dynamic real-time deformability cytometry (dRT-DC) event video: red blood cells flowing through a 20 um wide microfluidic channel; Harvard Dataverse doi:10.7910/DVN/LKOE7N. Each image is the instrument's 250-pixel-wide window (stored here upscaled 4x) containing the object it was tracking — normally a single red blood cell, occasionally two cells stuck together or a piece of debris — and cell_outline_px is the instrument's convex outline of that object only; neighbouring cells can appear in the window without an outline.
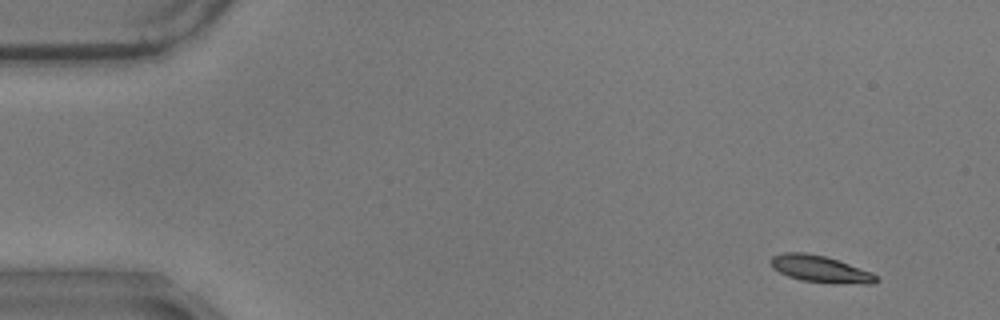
{"species": "common noctule bat (a hibernating species)", "species_latin": "Nyctalus noctula", "temperature_condition": "warm", "stored_images_in_passage": 56, "camera_frame_rate_fps": 3000, "um_per_image_px": 0.085, "animal": {"sex": "male", "body_mass_g": 17.9}, "frame": {"image": 1, "passage_image": 1, "time_ms": 0.0, "image_size_px": [1000, 320], "cell_outline_px": [[880, 280], [872, 284], [868, 284], [804, 280], [788, 276], [772, 268], [768, 260], [772, 256], [784, 252], [804, 252], [824, 256], [872, 272]], "centroid_in_image_um": [69.68, 22.84], "position_along_channel_um": 15.3, "area_um2": 16.01}}
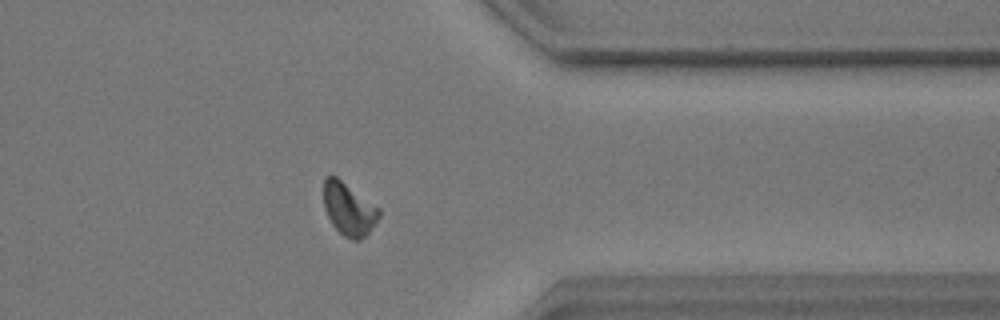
{"frame": {"image": 2, "passage_image": 43, "time_ms": 14.0, "image_size_px": [1000, 320], "cell_outline_px": [[380, 216], [368, 232], [360, 240], [352, 240], [344, 236], [332, 224], [324, 208], [324, 176], [336, 176], [380, 208]], "centroid_in_image_um": [29.64, 17.76], "position_along_channel_um": 381.8, "area_um2": 16.82}}
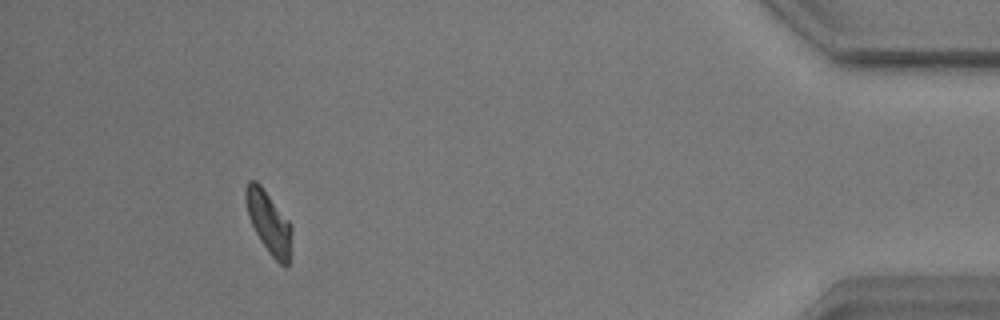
{"frame": {"image": 3, "passage_image": 50, "time_ms": 16.333, "image_size_px": [1000, 320], "cell_outline_px": [[292, 232], [288, 264], [284, 268], [268, 252], [260, 240], [248, 216], [244, 200], [244, 188], [248, 180], [256, 180], [260, 184], [288, 220], [292, 228]], "centroid_in_image_um": [22.82, 18.87], "position_along_channel_um": 412.4, "area_um2": 16.59}, "authors_computed_cell_mechanics": {"area_um2": 16.6753, "velocity_mm_per_s": 3.4699, "shape_relaxation_time_tau1_ms": 6.1203, "shape_relaxation_time_tau2_ms": null, "deformation_change_tau1": 0.1511, "deformation_change_tau2": null}}